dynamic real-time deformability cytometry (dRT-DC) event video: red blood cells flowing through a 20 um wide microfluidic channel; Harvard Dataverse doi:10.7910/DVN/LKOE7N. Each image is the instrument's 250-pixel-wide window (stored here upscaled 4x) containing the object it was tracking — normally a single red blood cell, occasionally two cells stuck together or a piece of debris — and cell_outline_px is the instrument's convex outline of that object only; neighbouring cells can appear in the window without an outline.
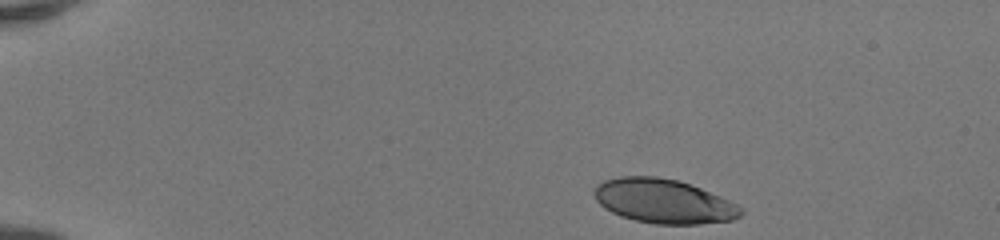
{"species": "human", "species_latin": "Homo sapiens", "temperature_condition": "room temperature", "stored_images_in_passage": 42, "camera_frame_rate_fps": 3000, "um_per_image_px": 0.085, "donor": {"sex": "female"}, "frame": {"image": 1, "passage_image": 1, "time_ms": 0.0, "image_size_px": [1000, 240], "cell_outline_px": [[744, 212], [740, 216], [732, 220], [700, 224], [656, 224], [636, 220], [620, 216], [604, 208], [596, 200], [592, 192], [596, 184], [604, 180], [620, 176], [656, 176], [680, 180], [720, 196], [744, 208]], "centroid_in_image_um": [56.39, 17.09], "position_along_channel_um": 28.6, "area_um2": 38.03}}
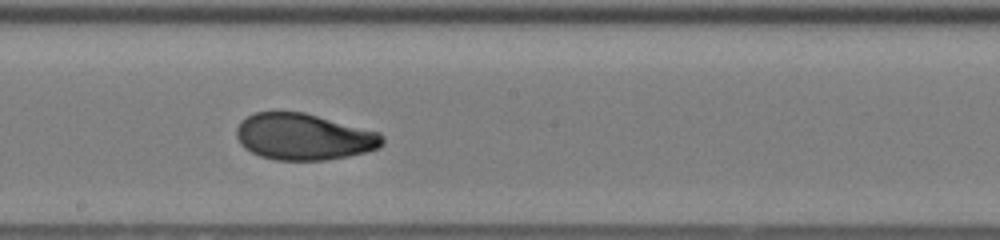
{"frame": {"image": 2, "passage_image": 22, "time_ms": 7.0, "image_size_px": [1000, 240], "cell_outline_px": [[384, 144], [380, 148], [348, 156], [324, 160], [276, 160], [260, 156], [244, 148], [240, 144], [236, 136], [236, 128], [240, 120], [256, 112], [304, 112], [380, 132], [384, 136]], "centroid_in_image_um": [25.82, 11.62], "position_along_channel_um": 222.4, "area_um2": 39.65}}
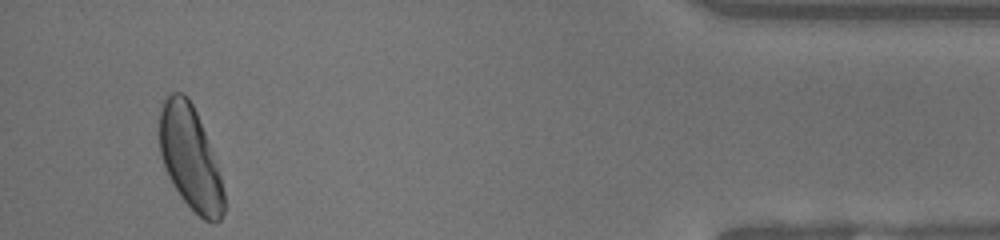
{"frame": {"image": 3, "passage_image": 40, "time_ms": 13.0, "image_size_px": [1000, 240], "cell_outline_px": [[224, 212], [220, 220], [216, 224], [212, 224], [204, 220], [180, 196], [172, 184], [160, 156], [160, 104], [164, 96], [172, 92], [184, 92], [188, 96], [196, 112], [208, 140], [220, 176], [224, 192]], "centroid_in_image_um": [16.15, 13.4], "position_along_channel_um": 419.0, "area_um2": 38.78}, "authors_computed_cell_mechanics": {"area_um2": 39.1595, "velocity_mm_per_s": 4.1989, "shape_relaxation_time_tau1_ms": 4.5291, "shape_relaxation_time_tau2_ms": 1.0301, "deformation_change_tau1": 0.2015, "deformation_change_tau2": 0.0582}}